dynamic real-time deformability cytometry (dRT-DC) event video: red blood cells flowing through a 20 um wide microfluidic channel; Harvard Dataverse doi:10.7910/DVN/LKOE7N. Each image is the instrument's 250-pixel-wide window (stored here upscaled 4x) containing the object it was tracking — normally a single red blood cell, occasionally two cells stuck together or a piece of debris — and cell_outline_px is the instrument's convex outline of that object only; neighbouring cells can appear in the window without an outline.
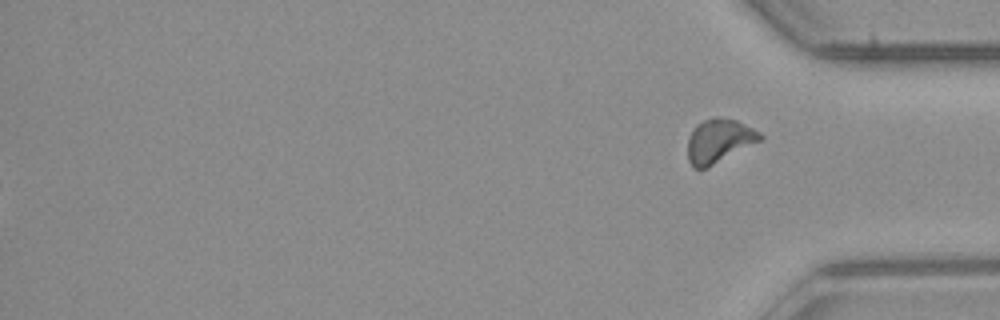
{"species": "common noctule bat (a hibernating species)", "species_latin": "Nyctalus noctula", "temperature_condition": "room temperature", "stored_images_in_passage": 41, "segment_of_instrument_passage": [2, 2], "camera_frame_rate_fps": 3000, "um_per_image_px": 0.085, "animal": {"sex": "male", "body_mass_g": 23.1, "forearm_length_mm": 52.7}, "frame": {"image": 1, "passage_image": 41, "time_ms": 13.333, "image_size_px": [1000, 320], "cell_outline_px": [[764, 136], [760, 140], [704, 168], [692, 168], [688, 160], [688, 136], [696, 124], [712, 116], [716, 116], [736, 120], [760, 132]], "centroid_in_image_um": [61.07, 11.93], "position_along_channel_um": 374.1, "area_um2": 18.09}}